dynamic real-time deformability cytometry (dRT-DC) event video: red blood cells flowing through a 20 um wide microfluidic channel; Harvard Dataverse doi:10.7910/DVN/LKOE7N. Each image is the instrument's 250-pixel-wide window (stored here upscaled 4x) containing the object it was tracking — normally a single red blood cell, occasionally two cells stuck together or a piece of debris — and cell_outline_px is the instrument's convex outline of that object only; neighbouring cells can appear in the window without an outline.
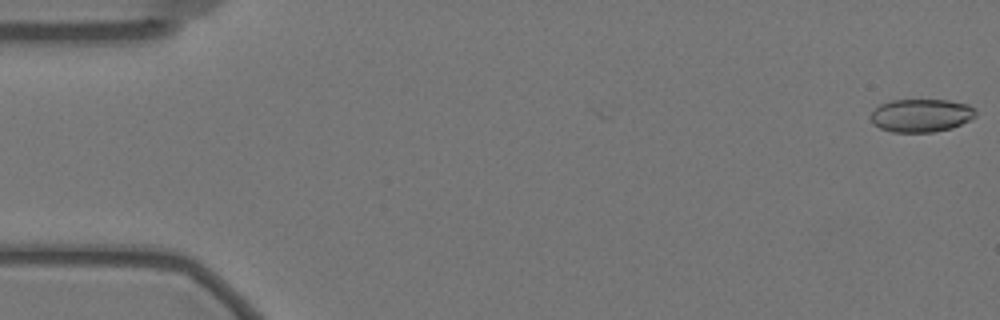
{"species": "Egyptian fruit bat (a non-hibernating species)", "species_latin": "Rousettus aegyptiacus", "temperature_condition": "warm", "stored_images_in_passage": 7, "camera_frame_rate_fps": 3000, "um_per_image_px": 0.085, "animal": {"sex": "female"}, "frame": {"image": 1, "passage_image": 1, "time_ms": 0.0, "image_size_px": [1000, 320], "cell_outline_px": [[976, 116], [952, 128], [932, 132], [892, 132], [880, 128], [872, 124], [868, 116], [880, 104], [892, 100], [948, 100], [968, 104], [976, 108]], "centroid_in_image_um": [78.28, 9.81], "position_along_channel_um": 6.7, "area_um2": 20.4}}